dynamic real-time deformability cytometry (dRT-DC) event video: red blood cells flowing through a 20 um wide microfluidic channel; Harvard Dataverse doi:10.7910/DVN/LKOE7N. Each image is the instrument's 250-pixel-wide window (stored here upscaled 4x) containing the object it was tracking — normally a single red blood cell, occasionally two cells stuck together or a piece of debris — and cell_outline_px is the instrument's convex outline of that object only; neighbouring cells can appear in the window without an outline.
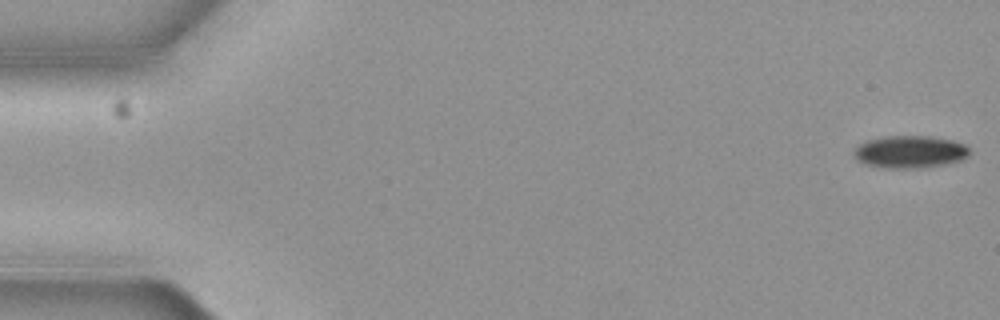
{"species": "common noctule bat (a hibernating species)", "species_latin": "Nyctalus noctula", "temperature_condition": "cold", "stored_images_in_passage": 5, "camera_frame_rate_fps": 3000, "um_per_image_px": 0.085, "animal": {"sex": "female", "body_mass_g": 19.3, "forearm_length_mm": 54.1}, "frame": {"image": 1, "passage_image": 1, "time_ms": 0.0, "image_size_px": [1000, 320], "cell_outline_px": [[968, 156], [960, 160], [940, 164], [916, 168], [888, 168], [868, 164], [860, 160], [856, 156], [856, 148], [860, 144], [868, 140], [884, 136], [928, 136], [952, 140], [964, 144], [968, 148]], "centroid_in_image_um": [77.37, 12.89], "position_along_channel_um": 7.6, "area_um2": 21.15}}
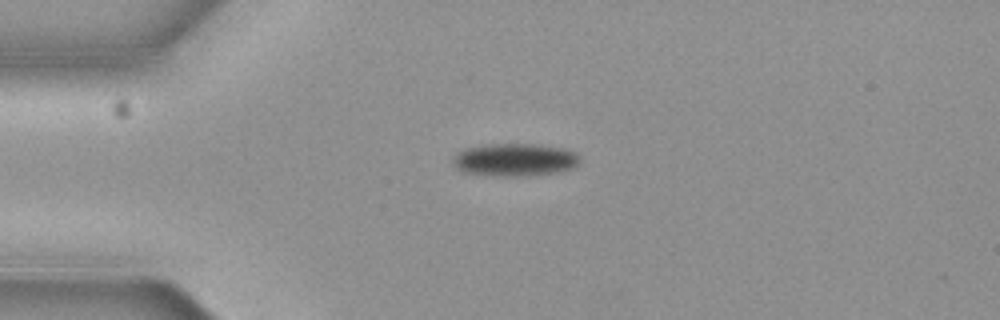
{"frame": {"image": 2, "passage_image": 4, "time_ms": 1.0, "image_size_px": [1000, 320], "cell_outline_px": [[580, 160], [572, 168], [556, 172], [528, 176], [492, 176], [464, 172], [456, 168], [452, 164], [452, 160], [464, 148], [488, 144], [532, 144], [560, 148], [572, 152]], "centroid_in_image_um": [43.69, 13.59], "position_along_channel_um": 41.3, "area_um2": 23.93}}